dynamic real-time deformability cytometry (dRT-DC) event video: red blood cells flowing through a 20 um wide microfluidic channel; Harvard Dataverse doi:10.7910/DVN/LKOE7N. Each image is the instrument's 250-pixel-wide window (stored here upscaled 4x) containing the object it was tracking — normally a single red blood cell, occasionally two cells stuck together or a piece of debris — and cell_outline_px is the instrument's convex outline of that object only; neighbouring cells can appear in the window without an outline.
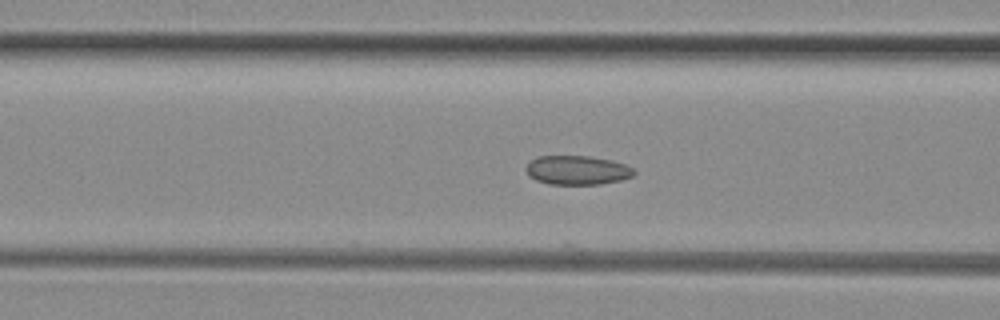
{"species": "common noctule bat (a hibernating species)", "species_latin": "Nyctalus noctula", "temperature_condition": "room temperature", "stored_images_in_passage": 42, "camera_frame_rate_fps": 3000, "um_per_image_px": 0.085, "animal": {"sex": "female", "body_mass_g": 29.2, "forearm_length_mm": 56.3}, "frame": {"image": 1, "passage_image": 11, "time_ms": 3.333, "image_size_px": [1000, 320], "cell_outline_px": [[636, 172], [632, 176], [620, 180], [600, 184], [548, 184], [536, 180], [528, 176], [524, 168], [536, 156], [588, 156], [612, 160], [624, 164], [632, 168]], "centroid_in_image_um": [49.03, 14.46], "position_along_channel_um": 117.6, "area_um2": 18.32}}
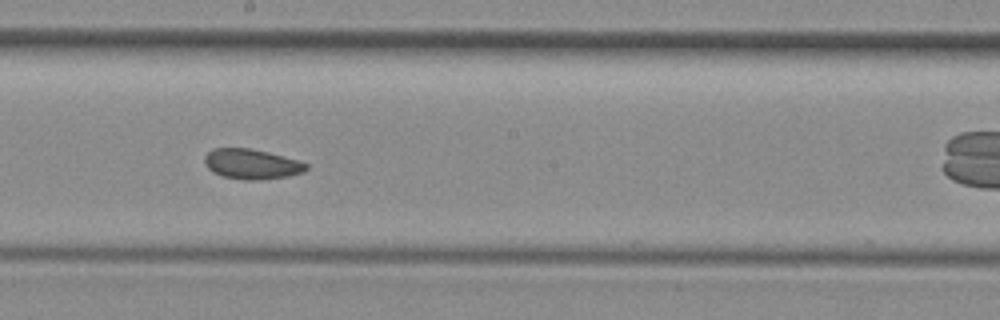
{"frame": {"image": 2, "passage_image": 19, "time_ms": 6.0, "image_size_px": [1000, 320], "cell_outline_px": [[308, 168], [304, 172], [288, 176], [260, 180], [244, 180], [224, 176], [212, 172], [204, 164], [204, 156], [208, 152], [216, 148], [248, 148], [268, 152], [296, 160], [308, 164]], "centroid_in_image_um": [21.37, 13.95], "position_along_channel_um": 226.8, "area_um2": 17.74}}
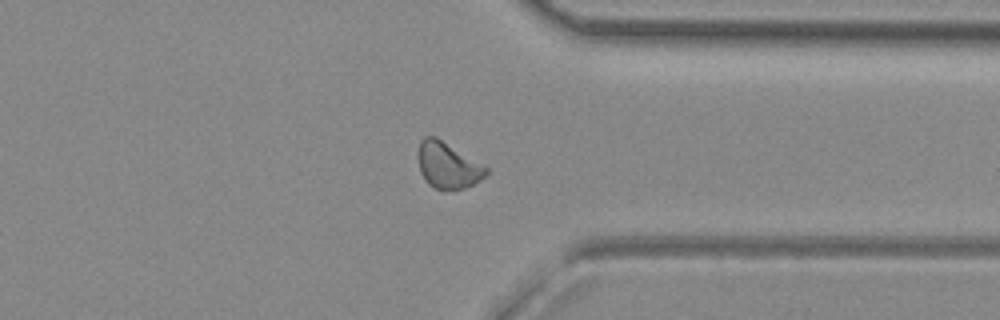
{"frame": {"image": 3, "passage_image": 30, "time_ms": 9.667, "image_size_px": [1000, 320], "cell_outline_px": [[488, 172], [480, 180], [464, 188], [444, 192], [428, 184], [420, 172], [416, 156], [416, 152], [420, 140], [424, 136], [436, 136], [488, 168]], "centroid_in_image_um": [38.0, 14.05], "position_along_channel_um": 373.4, "area_um2": 18.55}, "authors_computed_cell_mechanics": {"area_um2": 18.1781, "velocity_mm_per_s": 4.1005, "shape_relaxation_time_tau1_ms": null, "shape_relaxation_time_tau2_ms": 2.6387, "deformation_change_tau1": null, "deformation_change_tau2": 0.0723}}